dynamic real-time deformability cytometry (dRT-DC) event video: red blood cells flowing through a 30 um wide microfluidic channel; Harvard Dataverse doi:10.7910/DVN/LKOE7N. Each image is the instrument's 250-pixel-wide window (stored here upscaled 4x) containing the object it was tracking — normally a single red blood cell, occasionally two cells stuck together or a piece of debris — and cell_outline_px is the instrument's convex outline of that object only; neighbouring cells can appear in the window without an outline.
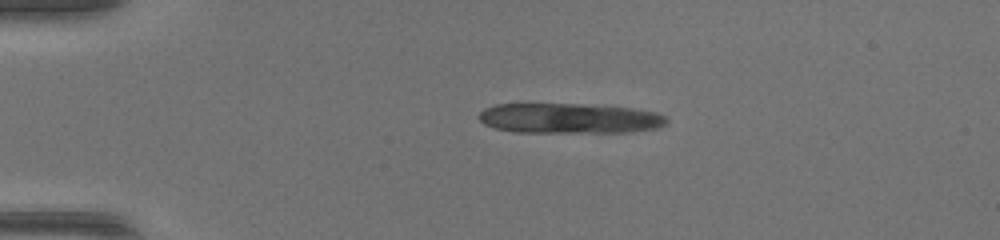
{"species": "common noctule bat (a hibernating species)", "species_latin": "Nyctalus noctula", "temperature_condition": "warm", "stored_images_in_passage": 16, "camera_frame_rate_fps": 3000, "um_per_image_px": 0.085, "animal": {"sex": "female", "body_mass_g": 17.0, "forearm_length_mm": 48.0}, "frame": {"image": 1, "passage_image": 12, "time_ms": 3.667, "image_size_px": [1000, 240], "cell_outline_px": [[668, 120], [664, 124], [648, 128], [624, 132], [520, 132], [496, 128], [484, 124], [480, 120], [480, 112], [496, 104], [576, 104], [628, 108], [652, 112], [664, 116]], "centroid_in_image_um": [48.31, 10.06], "position_along_channel_um": 36.7, "area_um2": 32.02}}